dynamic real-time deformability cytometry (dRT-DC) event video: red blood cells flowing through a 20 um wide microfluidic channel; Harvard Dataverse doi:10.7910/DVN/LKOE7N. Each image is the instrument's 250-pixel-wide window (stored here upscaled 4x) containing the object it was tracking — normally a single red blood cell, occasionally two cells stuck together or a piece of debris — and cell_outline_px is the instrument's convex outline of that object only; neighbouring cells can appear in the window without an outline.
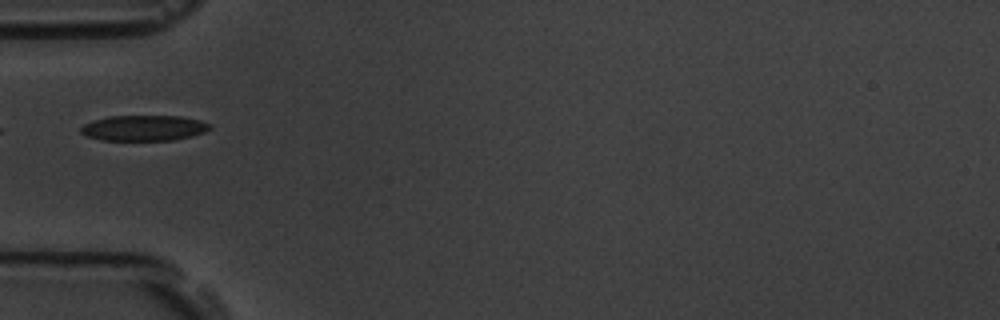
{"species": "common noctule bat (a hibernating species)", "species_latin": "Nyctalus noctula", "temperature_condition": "room temperature", "stored_images_in_passage": 8, "camera_frame_rate_fps": 3000, "um_per_image_px": 0.085, "animal": {"sex": "male", "body_mass_g": 19.5, "forearm_length_mm": 54.6}, "frame": {"image": 1, "passage_image": 5, "time_ms": 5.333, "image_size_px": [1000, 320], "cell_outline_px": [[212, 128], [204, 132], [192, 136], [172, 140], [100, 140], [88, 136], [80, 132], [80, 128], [84, 124], [108, 116], [180, 116], [200, 120], [212, 124]], "centroid_in_image_um": [12.26, 10.88], "position_along_channel_um": 72.7, "area_um2": 19.19}}
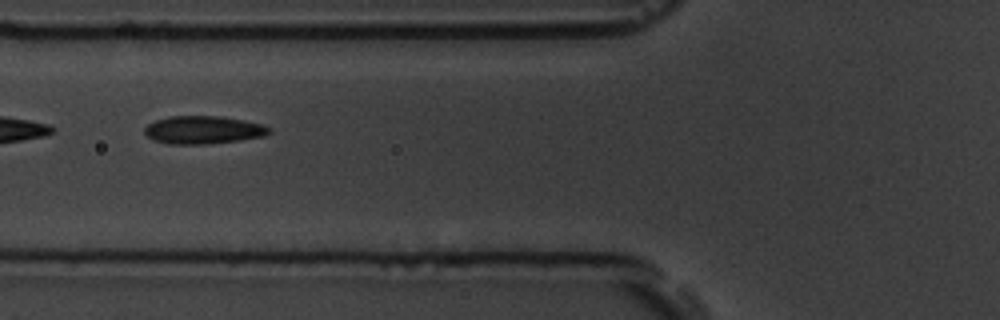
{"frame": {"image": 2, "passage_image": 6, "time_ms": 6.333, "image_size_px": [1000, 320], "cell_outline_px": [[272, 132], [264, 136], [240, 140], [208, 144], [168, 144], [152, 140], [144, 132], [144, 128], [148, 124], [156, 120], [168, 116], [220, 116], [244, 120], [260, 124], [272, 128]], "centroid_in_image_um": [17.27, 11.04], "position_along_channel_um": 108.5, "area_um2": 20.4}}
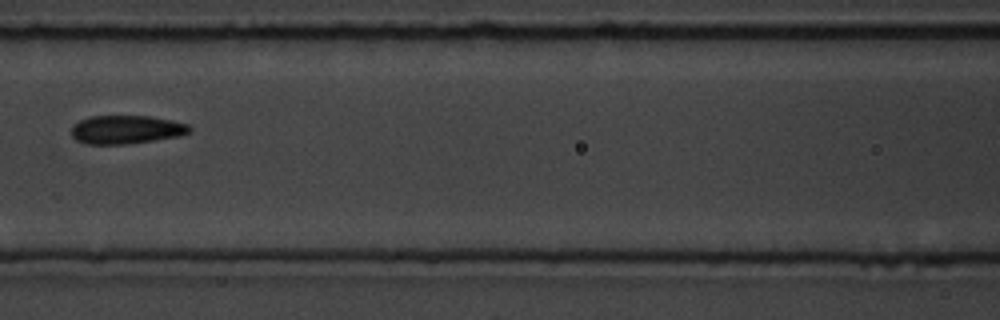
{"frame": {"image": 3, "passage_image": 7, "time_ms": 7.667, "image_size_px": [1000, 320], "cell_outline_px": [[192, 132], [180, 136], [128, 144], [88, 144], [76, 140], [72, 136], [72, 128], [80, 120], [88, 116], [148, 116], [172, 120], [188, 124], [192, 128]], "centroid_in_image_um": [10.77, 11.01], "position_along_channel_um": 155.8, "area_um2": 19.65}}